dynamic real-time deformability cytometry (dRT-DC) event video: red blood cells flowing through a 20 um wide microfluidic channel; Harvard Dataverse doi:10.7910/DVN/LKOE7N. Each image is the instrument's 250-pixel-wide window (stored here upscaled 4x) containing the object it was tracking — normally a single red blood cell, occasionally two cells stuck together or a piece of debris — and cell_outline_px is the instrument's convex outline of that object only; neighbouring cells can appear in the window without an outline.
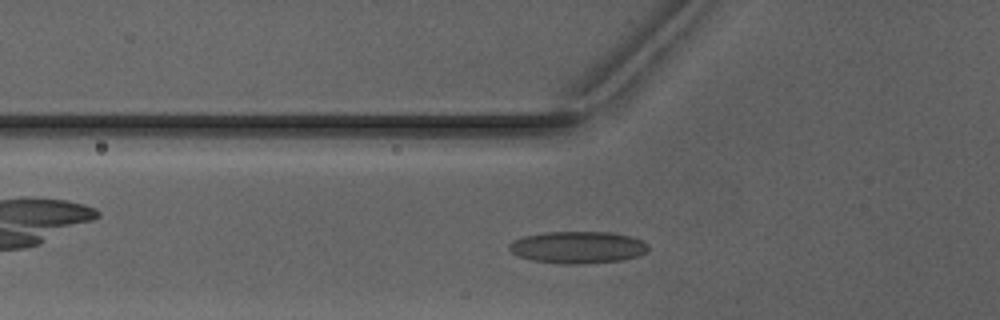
{"species": "Egyptian fruit bat (a non-hibernating species)", "species_latin": "Rousettus aegyptiacus", "temperature_condition": "warm", "stored_images_in_passage": 31, "camera_frame_rate_fps": 3000, "um_per_image_px": 0.085, "animal": {"sex": "male"}, "frame": {"image": 1, "passage_image": 8, "time_ms": 2.333, "image_size_px": [1000, 320], "cell_outline_px": [[648, 248], [640, 256], [620, 260], [584, 264], [560, 264], [532, 260], [520, 256], [512, 252], [508, 248], [508, 244], [512, 240], [524, 236], [544, 232], [612, 232], [632, 236], [648, 244]], "centroid_in_image_um": [49.1, 21.02], "position_along_channel_um": 76.7, "area_um2": 26.07}}
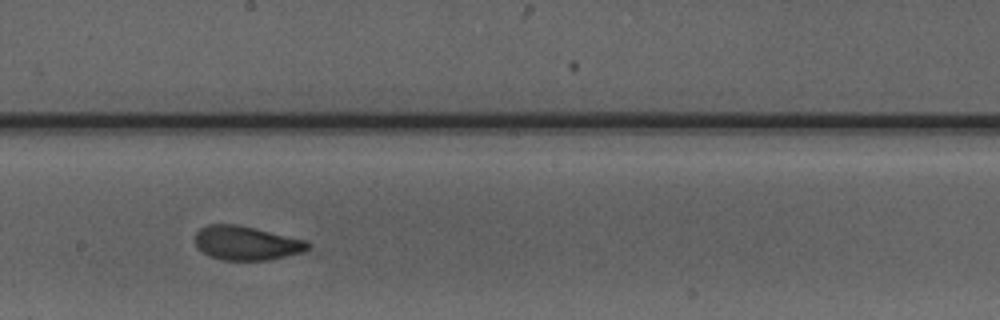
{"frame": {"image": 2, "passage_image": 19, "time_ms": 6.0, "image_size_px": [1000, 320], "cell_outline_px": [[308, 248], [300, 252], [268, 260], [220, 260], [208, 256], [196, 248], [196, 232], [200, 228], [208, 224], [236, 224], [256, 228], [308, 240]], "centroid_in_image_um": [20.89, 20.65], "position_along_channel_um": 227.3, "area_um2": 22.43}}
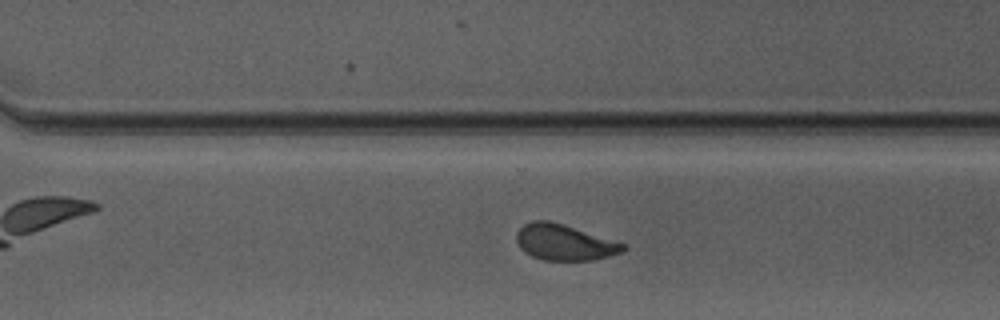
{"frame": {"image": 3, "passage_image": 26, "time_ms": 8.333, "image_size_px": [1000, 320], "cell_outline_px": [[628, 248], [620, 252], [608, 256], [592, 260], [544, 260], [532, 256], [524, 252], [520, 248], [516, 240], [516, 232], [524, 224], [532, 220], [548, 220], [564, 224], [628, 244]], "centroid_in_image_um": [47.98, 20.59], "position_along_channel_um": 322.6, "area_um2": 22.48}, "authors_computed_cell_mechanics": {"area_um2": 22.6576, "velocity_mm_per_s": 4.0968, "shape_relaxation_time_tau1_ms": 5.0086, "shape_relaxation_time_tau2_ms": 1.0712, "deformation_change_tau1": 0.1564, "deformation_change_tau2": 0.059}}